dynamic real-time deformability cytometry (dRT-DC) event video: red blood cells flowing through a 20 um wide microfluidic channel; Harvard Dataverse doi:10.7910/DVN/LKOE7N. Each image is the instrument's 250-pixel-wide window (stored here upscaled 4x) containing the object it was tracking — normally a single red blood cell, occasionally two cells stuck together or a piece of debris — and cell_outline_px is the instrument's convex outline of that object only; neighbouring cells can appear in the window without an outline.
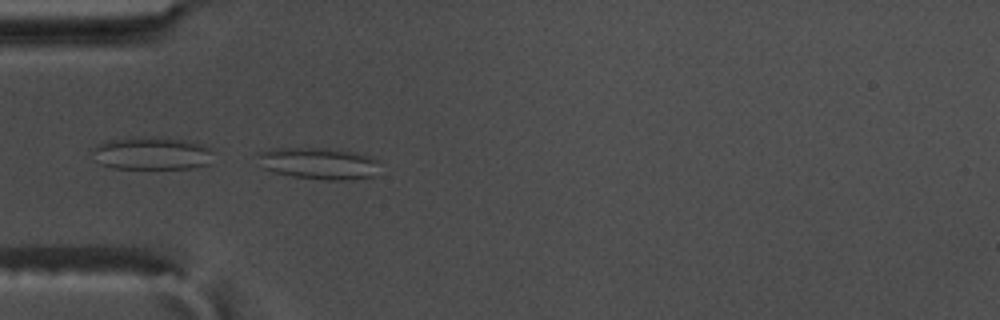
{"species": "common noctule bat (a hibernating species)", "species_latin": "Nyctalus noctula", "temperature_condition": "warm", "stored_images_in_passage": 40, "camera_frame_rate_fps": 3000, "um_per_image_px": 0.085, "animal": {"sex": "male", "body_mass_g": 17.5, "forearm_length_mm": 52.3}, "frame": {"image": 1, "passage_image": 2, "time_ms": 0.333, "image_size_px": [1000, 320], "cell_outline_px": [[376, 160], [372, 176], [352, 180], [324, 180], [292, 176], [276, 172], [264, 168], [256, 152], [272, 148], [324, 148], [352, 152], [368, 156]], "centroid_in_image_um": [27.01, 13.88], "position_along_channel_um": 58.0, "area_um2": 22.02}}
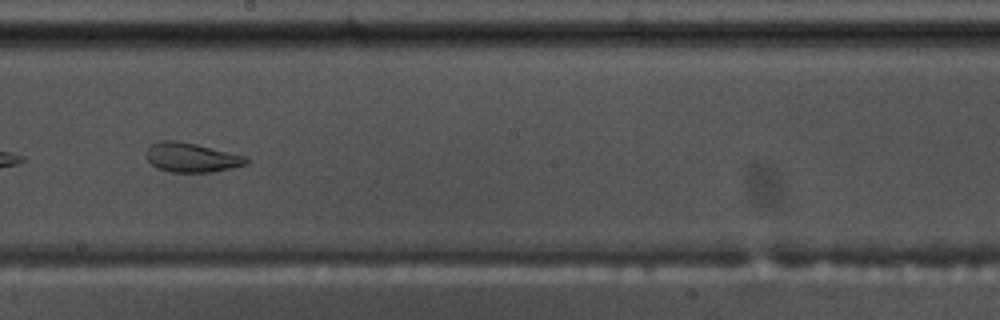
{"frame": {"image": 2, "passage_image": 17, "time_ms": 5.333, "image_size_px": [1000, 320], "cell_outline_px": [[252, 160], [248, 164], [212, 172], [168, 172], [156, 168], [148, 160], [148, 148], [152, 144], [160, 140], [176, 140], [196, 144], [248, 156]], "centroid_in_image_um": [16.34, 13.39], "position_along_channel_um": 231.9, "area_um2": 17.22}}
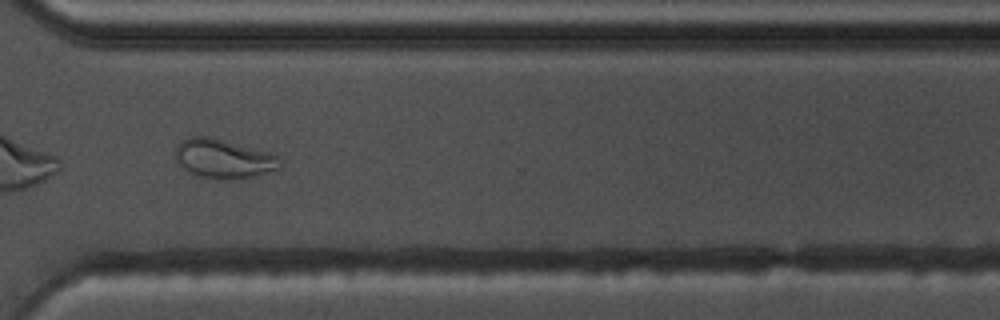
{"frame": {"image": 3, "passage_image": 27, "time_ms": 8.667, "image_size_px": [1000, 320], "cell_outline_px": [[280, 168], [240, 180], [216, 180], [200, 176], [184, 168], [176, 160], [176, 148], [184, 140], [192, 136], [208, 136], [268, 152], [280, 156]], "centroid_in_image_um": [19.03, 13.51], "position_along_channel_um": 351.6, "area_um2": 23.64}, "authors_computed_cell_mechanics": {"area_um2": 19.8254, "velocity_mm_per_s": 3.581, "shape_relaxation_time_tau1_ms": null, "shape_relaxation_time_tau2_ms": 1.741, "deformation_change_tau1": null, "deformation_change_tau2": 0.0568}}